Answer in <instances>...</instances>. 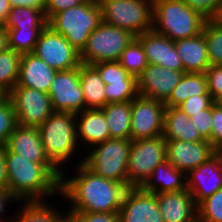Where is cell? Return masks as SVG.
<instances>
[{"label":"cell","mask_w":222,"mask_h":222,"mask_svg":"<svg viewBox=\"0 0 222 222\" xmlns=\"http://www.w3.org/2000/svg\"><path fill=\"white\" fill-rule=\"evenodd\" d=\"M74 167L75 176L66 179L62 171L60 179V196L69 200V212L118 213L128 187L95 174L82 162Z\"/></svg>","instance_id":"cell-1"},{"label":"cell","mask_w":222,"mask_h":222,"mask_svg":"<svg viewBox=\"0 0 222 222\" xmlns=\"http://www.w3.org/2000/svg\"><path fill=\"white\" fill-rule=\"evenodd\" d=\"M8 190L20 202L44 201L47 196L60 194L62 172L53 164L32 162L5 147ZM56 192V193H55Z\"/></svg>","instance_id":"cell-2"},{"label":"cell","mask_w":222,"mask_h":222,"mask_svg":"<svg viewBox=\"0 0 222 222\" xmlns=\"http://www.w3.org/2000/svg\"><path fill=\"white\" fill-rule=\"evenodd\" d=\"M38 130L47 158L62 172L60 167L71 160L72 155L78 152L77 148L80 149L75 113L53 112Z\"/></svg>","instance_id":"cell-3"},{"label":"cell","mask_w":222,"mask_h":222,"mask_svg":"<svg viewBox=\"0 0 222 222\" xmlns=\"http://www.w3.org/2000/svg\"><path fill=\"white\" fill-rule=\"evenodd\" d=\"M206 18L183 0H153V27L172 41L202 33Z\"/></svg>","instance_id":"cell-4"},{"label":"cell","mask_w":222,"mask_h":222,"mask_svg":"<svg viewBox=\"0 0 222 222\" xmlns=\"http://www.w3.org/2000/svg\"><path fill=\"white\" fill-rule=\"evenodd\" d=\"M101 22L98 0H86L79 6L54 14L47 21V25L64 36L78 52H81L90 34Z\"/></svg>","instance_id":"cell-5"},{"label":"cell","mask_w":222,"mask_h":222,"mask_svg":"<svg viewBox=\"0 0 222 222\" xmlns=\"http://www.w3.org/2000/svg\"><path fill=\"white\" fill-rule=\"evenodd\" d=\"M131 139L109 138L89 148L81 162L95 174L127 186V165Z\"/></svg>","instance_id":"cell-6"},{"label":"cell","mask_w":222,"mask_h":222,"mask_svg":"<svg viewBox=\"0 0 222 222\" xmlns=\"http://www.w3.org/2000/svg\"><path fill=\"white\" fill-rule=\"evenodd\" d=\"M102 21L135 37L153 27V0H98Z\"/></svg>","instance_id":"cell-7"},{"label":"cell","mask_w":222,"mask_h":222,"mask_svg":"<svg viewBox=\"0 0 222 222\" xmlns=\"http://www.w3.org/2000/svg\"><path fill=\"white\" fill-rule=\"evenodd\" d=\"M135 38L129 31L103 21L90 34L80 52L81 64L92 65L103 61H118L122 52Z\"/></svg>","instance_id":"cell-8"},{"label":"cell","mask_w":222,"mask_h":222,"mask_svg":"<svg viewBox=\"0 0 222 222\" xmlns=\"http://www.w3.org/2000/svg\"><path fill=\"white\" fill-rule=\"evenodd\" d=\"M166 160L163 135L131 142L127 165V187H141L154 168Z\"/></svg>","instance_id":"cell-9"},{"label":"cell","mask_w":222,"mask_h":222,"mask_svg":"<svg viewBox=\"0 0 222 222\" xmlns=\"http://www.w3.org/2000/svg\"><path fill=\"white\" fill-rule=\"evenodd\" d=\"M8 97L14 106L18 125L39 127L54 111L48 93L15 85Z\"/></svg>","instance_id":"cell-10"},{"label":"cell","mask_w":222,"mask_h":222,"mask_svg":"<svg viewBox=\"0 0 222 222\" xmlns=\"http://www.w3.org/2000/svg\"><path fill=\"white\" fill-rule=\"evenodd\" d=\"M33 54L56 71L70 70L81 65L80 52L48 25L42 30Z\"/></svg>","instance_id":"cell-11"},{"label":"cell","mask_w":222,"mask_h":222,"mask_svg":"<svg viewBox=\"0 0 222 222\" xmlns=\"http://www.w3.org/2000/svg\"><path fill=\"white\" fill-rule=\"evenodd\" d=\"M165 104L155 99L137 95L131 101L132 141L163 135Z\"/></svg>","instance_id":"cell-12"},{"label":"cell","mask_w":222,"mask_h":222,"mask_svg":"<svg viewBox=\"0 0 222 222\" xmlns=\"http://www.w3.org/2000/svg\"><path fill=\"white\" fill-rule=\"evenodd\" d=\"M48 95L54 112L79 113L86 109L79 67L57 71Z\"/></svg>","instance_id":"cell-13"},{"label":"cell","mask_w":222,"mask_h":222,"mask_svg":"<svg viewBox=\"0 0 222 222\" xmlns=\"http://www.w3.org/2000/svg\"><path fill=\"white\" fill-rule=\"evenodd\" d=\"M118 215L120 222H164L156 194L141 187L126 190Z\"/></svg>","instance_id":"cell-14"},{"label":"cell","mask_w":222,"mask_h":222,"mask_svg":"<svg viewBox=\"0 0 222 222\" xmlns=\"http://www.w3.org/2000/svg\"><path fill=\"white\" fill-rule=\"evenodd\" d=\"M184 73V71L148 64L137 78L138 95L165 103Z\"/></svg>","instance_id":"cell-15"},{"label":"cell","mask_w":222,"mask_h":222,"mask_svg":"<svg viewBox=\"0 0 222 222\" xmlns=\"http://www.w3.org/2000/svg\"><path fill=\"white\" fill-rule=\"evenodd\" d=\"M216 153L217 150L208 140L200 142L166 140V160L186 174L208 161Z\"/></svg>","instance_id":"cell-16"},{"label":"cell","mask_w":222,"mask_h":222,"mask_svg":"<svg viewBox=\"0 0 222 222\" xmlns=\"http://www.w3.org/2000/svg\"><path fill=\"white\" fill-rule=\"evenodd\" d=\"M187 190L198 206L203 200L222 189V158L216 153L205 163L186 174Z\"/></svg>","instance_id":"cell-17"},{"label":"cell","mask_w":222,"mask_h":222,"mask_svg":"<svg viewBox=\"0 0 222 222\" xmlns=\"http://www.w3.org/2000/svg\"><path fill=\"white\" fill-rule=\"evenodd\" d=\"M143 46L148 64L162 66L171 70L184 71L174 41L149 30L135 37Z\"/></svg>","instance_id":"cell-18"},{"label":"cell","mask_w":222,"mask_h":222,"mask_svg":"<svg viewBox=\"0 0 222 222\" xmlns=\"http://www.w3.org/2000/svg\"><path fill=\"white\" fill-rule=\"evenodd\" d=\"M164 222H194L198 218L197 205L189 191L156 194Z\"/></svg>","instance_id":"cell-19"},{"label":"cell","mask_w":222,"mask_h":222,"mask_svg":"<svg viewBox=\"0 0 222 222\" xmlns=\"http://www.w3.org/2000/svg\"><path fill=\"white\" fill-rule=\"evenodd\" d=\"M5 147L26 159H31L32 162L52 164L45 154L38 127H23L17 124Z\"/></svg>","instance_id":"cell-20"},{"label":"cell","mask_w":222,"mask_h":222,"mask_svg":"<svg viewBox=\"0 0 222 222\" xmlns=\"http://www.w3.org/2000/svg\"><path fill=\"white\" fill-rule=\"evenodd\" d=\"M57 71L33 53L22 54L16 85L48 93Z\"/></svg>","instance_id":"cell-21"},{"label":"cell","mask_w":222,"mask_h":222,"mask_svg":"<svg viewBox=\"0 0 222 222\" xmlns=\"http://www.w3.org/2000/svg\"><path fill=\"white\" fill-rule=\"evenodd\" d=\"M78 144L83 142L88 148L110 138V131L101 109H85L76 113ZM80 117V118H79Z\"/></svg>","instance_id":"cell-22"},{"label":"cell","mask_w":222,"mask_h":222,"mask_svg":"<svg viewBox=\"0 0 222 222\" xmlns=\"http://www.w3.org/2000/svg\"><path fill=\"white\" fill-rule=\"evenodd\" d=\"M185 73H205L210 67L204 33L174 41Z\"/></svg>","instance_id":"cell-23"},{"label":"cell","mask_w":222,"mask_h":222,"mask_svg":"<svg viewBox=\"0 0 222 222\" xmlns=\"http://www.w3.org/2000/svg\"><path fill=\"white\" fill-rule=\"evenodd\" d=\"M141 188L154 194L186 190V173L176 169L165 160L154 168V171Z\"/></svg>","instance_id":"cell-24"},{"label":"cell","mask_w":222,"mask_h":222,"mask_svg":"<svg viewBox=\"0 0 222 222\" xmlns=\"http://www.w3.org/2000/svg\"><path fill=\"white\" fill-rule=\"evenodd\" d=\"M165 140L200 142L205 140L194 127L190 117L177 107H166L164 111Z\"/></svg>","instance_id":"cell-25"},{"label":"cell","mask_w":222,"mask_h":222,"mask_svg":"<svg viewBox=\"0 0 222 222\" xmlns=\"http://www.w3.org/2000/svg\"><path fill=\"white\" fill-rule=\"evenodd\" d=\"M79 78L86 109H101L106 105L105 83L98 71L88 64L79 66Z\"/></svg>","instance_id":"cell-26"},{"label":"cell","mask_w":222,"mask_h":222,"mask_svg":"<svg viewBox=\"0 0 222 222\" xmlns=\"http://www.w3.org/2000/svg\"><path fill=\"white\" fill-rule=\"evenodd\" d=\"M110 131V138L130 139L131 101L109 103L101 108Z\"/></svg>","instance_id":"cell-27"},{"label":"cell","mask_w":222,"mask_h":222,"mask_svg":"<svg viewBox=\"0 0 222 222\" xmlns=\"http://www.w3.org/2000/svg\"><path fill=\"white\" fill-rule=\"evenodd\" d=\"M193 95H210L205 73H184L180 82L164 103L165 107H177Z\"/></svg>","instance_id":"cell-28"},{"label":"cell","mask_w":222,"mask_h":222,"mask_svg":"<svg viewBox=\"0 0 222 222\" xmlns=\"http://www.w3.org/2000/svg\"><path fill=\"white\" fill-rule=\"evenodd\" d=\"M47 26L45 14L36 8H12L3 27L9 29H44Z\"/></svg>","instance_id":"cell-29"},{"label":"cell","mask_w":222,"mask_h":222,"mask_svg":"<svg viewBox=\"0 0 222 222\" xmlns=\"http://www.w3.org/2000/svg\"><path fill=\"white\" fill-rule=\"evenodd\" d=\"M20 59L21 54L10 48L0 53V95H8L16 85Z\"/></svg>","instance_id":"cell-30"},{"label":"cell","mask_w":222,"mask_h":222,"mask_svg":"<svg viewBox=\"0 0 222 222\" xmlns=\"http://www.w3.org/2000/svg\"><path fill=\"white\" fill-rule=\"evenodd\" d=\"M22 209L17 210L12 222H53L61 213L58 209H52L45 201L22 202ZM47 204V205H46Z\"/></svg>","instance_id":"cell-31"},{"label":"cell","mask_w":222,"mask_h":222,"mask_svg":"<svg viewBox=\"0 0 222 222\" xmlns=\"http://www.w3.org/2000/svg\"><path fill=\"white\" fill-rule=\"evenodd\" d=\"M118 62L129 75L136 79L148 65L143 46L136 38L125 48Z\"/></svg>","instance_id":"cell-32"},{"label":"cell","mask_w":222,"mask_h":222,"mask_svg":"<svg viewBox=\"0 0 222 222\" xmlns=\"http://www.w3.org/2000/svg\"><path fill=\"white\" fill-rule=\"evenodd\" d=\"M106 105L109 103L132 101L137 95V79L103 80Z\"/></svg>","instance_id":"cell-33"},{"label":"cell","mask_w":222,"mask_h":222,"mask_svg":"<svg viewBox=\"0 0 222 222\" xmlns=\"http://www.w3.org/2000/svg\"><path fill=\"white\" fill-rule=\"evenodd\" d=\"M202 32L207 43L210 66L222 65V25L213 19H208Z\"/></svg>","instance_id":"cell-34"},{"label":"cell","mask_w":222,"mask_h":222,"mask_svg":"<svg viewBox=\"0 0 222 222\" xmlns=\"http://www.w3.org/2000/svg\"><path fill=\"white\" fill-rule=\"evenodd\" d=\"M43 29H9L8 47L19 54L33 53Z\"/></svg>","instance_id":"cell-35"},{"label":"cell","mask_w":222,"mask_h":222,"mask_svg":"<svg viewBox=\"0 0 222 222\" xmlns=\"http://www.w3.org/2000/svg\"><path fill=\"white\" fill-rule=\"evenodd\" d=\"M197 212L201 222H222V189L203 200Z\"/></svg>","instance_id":"cell-36"},{"label":"cell","mask_w":222,"mask_h":222,"mask_svg":"<svg viewBox=\"0 0 222 222\" xmlns=\"http://www.w3.org/2000/svg\"><path fill=\"white\" fill-rule=\"evenodd\" d=\"M16 125L12 101L8 95H0V144H6Z\"/></svg>","instance_id":"cell-37"},{"label":"cell","mask_w":222,"mask_h":222,"mask_svg":"<svg viewBox=\"0 0 222 222\" xmlns=\"http://www.w3.org/2000/svg\"><path fill=\"white\" fill-rule=\"evenodd\" d=\"M102 80L136 79L129 75L118 61H103L92 64Z\"/></svg>","instance_id":"cell-38"},{"label":"cell","mask_w":222,"mask_h":222,"mask_svg":"<svg viewBox=\"0 0 222 222\" xmlns=\"http://www.w3.org/2000/svg\"><path fill=\"white\" fill-rule=\"evenodd\" d=\"M212 129L208 141L218 150L222 147V101L212 104Z\"/></svg>","instance_id":"cell-39"},{"label":"cell","mask_w":222,"mask_h":222,"mask_svg":"<svg viewBox=\"0 0 222 222\" xmlns=\"http://www.w3.org/2000/svg\"><path fill=\"white\" fill-rule=\"evenodd\" d=\"M208 91L214 101H222V65H212L206 72Z\"/></svg>","instance_id":"cell-40"},{"label":"cell","mask_w":222,"mask_h":222,"mask_svg":"<svg viewBox=\"0 0 222 222\" xmlns=\"http://www.w3.org/2000/svg\"><path fill=\"white\" fill-rule=\"evenodd\" d=\"M214 102L211 95H193L178 105L177 108L191 117L192 113L202 112V109L209 108Z\"/></svg>","instance_id":"cell-41"},{"label":"cell","mask_w":222,"mask_h":222,"mask_svg":"<svg viewBox=\"0 0 222 222\" xmlns=\"http://www.w3.org/2000/svg\"><path fill=\"white\" fill-rule=\"evenodd\" d=\"M190 119L199 134L208 140L212 129V105L207 109H202V112L192 113Z\"/></svg>","instance_id":"cell-42"},{"label":"cell","mask_w":222,"mask_h":222,"mask_svg":"<svg viewBox=\"0 0 222 222\" xmlns=\"http://www.w3.org/2000/svg\"><path fill=\"white\" fill-rule=\"evenodd\" d=\"M191 9L203 17L213 19L217 14L222 0H183Z\"/></svg>","instance_id":"cell-43"},{"label":"cell","mask_w":222,"mask_h":222,"mask_svg":"<svg viewBox=\"0 0 222 222\" xmlns=\"http://www.w3.org/2000/svg\"><path fill=\"white\" fill-rule=\"evenodd\" d=\"M75 222H120L118 213L71 212Z\"/></svg>","instance_id":"cell-44"},{"label":"cell","mask_w":222,"mask_h":222,"mask_svg":"<svg viewBox=\"0 0 222 222\" xmlns=\"http://www.w3.org/2000/svg\"><path fill=\"white\" fill-rule=\"evenodd\" d=\"M85 1L86 0H46L45 17L48 21L54 14L70 7L79 6Z\"/></svg>","instance_id":"cell-45"},{"label":"cell","mask_w":222,"mask_h":222,"mask_svg":"<svg viewBox=\"0 0 222 222\" xmlns=\"http://www.w3.org/2000/svg\"><path fill=\"white\" fill-rule=\"evenodd\" d=\"M12 8L27 7L36 8L45 14L46 0H9Z\"/></svg>","instance_id":"cell-46"},{"label":"cell","mask_w":222,"mask_h":222,"mask_svg":"<svg viewBox=\"0 0 222 222\" xmlns=\"http://www.w3.org/2000/svg\"><path fill=\"white\" fill-rule=\"evenodd\" d=\"M9 201H14L17 203L20 202L9 190L0 189V222H12V219L3 218L2 216L5 215V212H7V209H5V207L9 203Z\"/></svg>","instance_id":"cell-47"},{"label":"cell","mask_w":222,"mask_h":222,"mask_svg":"<svg viewBox=\"0 0 222 222\" xmlns=\"http://www.w3.org/2000/svg\"><path fill=\"white\" fill-rule=\"evenodd\" d=\"M0 189L8 190V172L5 159V145L0 144Z\"/></svg>","instance_id":"cell-48"},{"label":"cell","mask_w":222,"mask_h":222,"mask_svg":"<svg viewBox=\"0 0 222 222\" xmlns=\"http://www.w3.org/2000/svg\"><path fill=\"white\" fill-rule=\"evenodd\" d=\"M12 7L9 0H0V25L3 26L7 21Z\"/></svg>","instance_id":"cell-49"},{"label":"cell","mask_w":222,"mask_h":222,"mask_svg":"<svg viewBox=\"0 0 222 222\" xmlns=\"http://www.w3.org/2000/svg\"><path fill=\"white\" fill-rule=\"evenodd\" d=\"M7 30L0 25V53L8 49Z\"/></svg>","instance_id":"cell-50"},{"label":"cell","mask_w":222,"mask_h":222,"mask_svg":"<svg viewBox=\"0 0 222 222\" xmlns=\"http://www.w3.org/2000/svg\"><path fill=\"white\" fill-rule=\"evenodd\" d=\"M65 214L60 213L53 222H75L74 215L71 212H64ZM66 215V216H65Z\"/></svg>","instance_id":"cell-51"},{"label":"cell","mask_w":222,"mask_h":222,"mask_svg":"<svg viewBox=\"0 0 222 222\" xmlns=\"http://www.w3.org/2000/svg\"><path fill=\"white\" fill-rule=\"evenodd\" d=\"M213 20H215L216 22H218L219 24L222 25V2L219 7V10H218L217 14L215 15V17L213 18Z\"/></svg>","instance_id":"cell-52"},{"label":"cell","mask_w":222,"mask_h":222,"mask_svg":"<svg viewBox=\"0 0 222 222\" xmlns=\"http://www.w3.org/2000/svg\"><path fill=\"white\" fill-rule=\"evenodd\" d=\"M217 153L220 155V157L222 158V147H220L218 150H217Z\"/></svg>","instance_id":"cell-53"},{"label":"cell","mask_w":222,"mask_h":222,"mask_svg":"<svg viewBox=\"0 0 222 222\" xmlns=\"http://www.w3.org/2000/svg\"><path fill=\"white\" fill-rule=\"evenodd\" d=\"M194 222H201L198 218Z\"/></svg>","instance_id":"cell-54"}]
</instances>
